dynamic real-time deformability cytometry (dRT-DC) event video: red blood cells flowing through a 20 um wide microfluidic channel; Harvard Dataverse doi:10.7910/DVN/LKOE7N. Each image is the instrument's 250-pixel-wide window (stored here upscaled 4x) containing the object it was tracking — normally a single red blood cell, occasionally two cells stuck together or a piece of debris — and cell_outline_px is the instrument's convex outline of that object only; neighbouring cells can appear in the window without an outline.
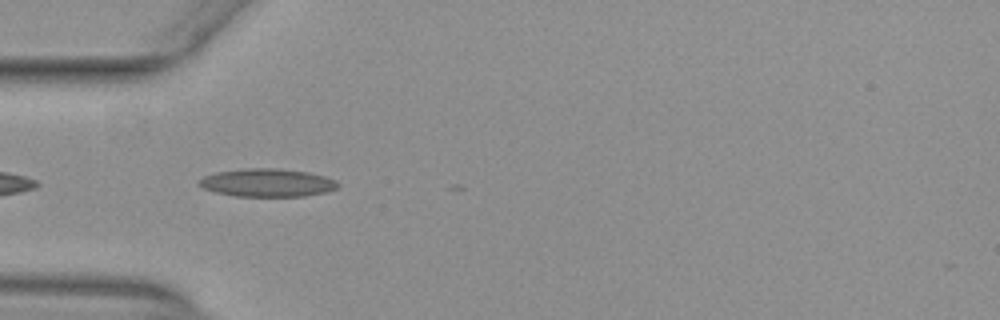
{"species": "common noctule bat (a hibernating species)", "species_latin": "Nyctalus noctula", "temperature_condition": "warm", "stored_images_in_passage": 5, "camera_frame_rate_fps": 3000, "um_per_image_px": 0.085, "animal": {"sex": "female", "body_mass_g": 29.2, "forearm_length_mm": 56.3}, "frame": {"image": 1, "passage_image": 2, "time_ms": 0.333, "image_size_px": [1000, 320], "cell_outline_px": [[340, 184], [336, 188], [324, 192], [304, 196], [236, 196], [216, 192], [204, 188], [196, 184], [204, 176], [216, 172], [244, 168], [276, 168], [308, 172], [324, 176], [336, 180]], "centroid_in_image_um": [22.71, 15.52], "position_along_channel_um": 62.3, "area_um2": 22.6}}